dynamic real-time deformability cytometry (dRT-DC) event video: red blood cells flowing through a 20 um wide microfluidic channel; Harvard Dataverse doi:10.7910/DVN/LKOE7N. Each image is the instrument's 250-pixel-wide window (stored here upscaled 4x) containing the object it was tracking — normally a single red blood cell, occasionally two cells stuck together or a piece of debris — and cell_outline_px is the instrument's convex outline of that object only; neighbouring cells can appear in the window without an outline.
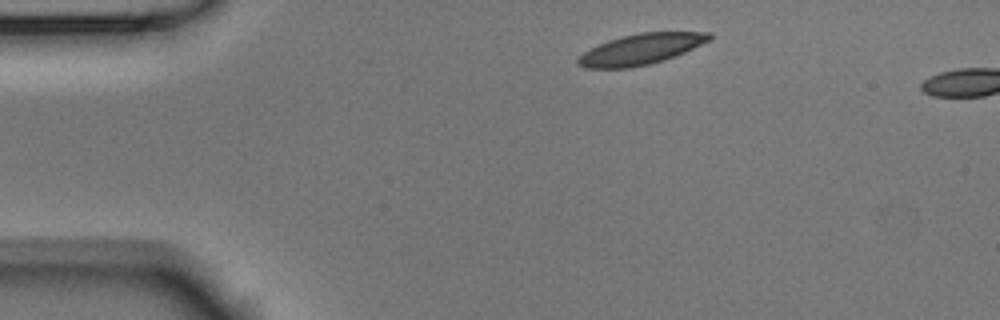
{"species": "Egyptian fruit bat (a non-hibernating species)", "species_latin": "Rousettus aegyptiacus", "temperature_condition": "room temperature", "stored_images_in_passage": 2, "camera_frame_rate_fps": 3000, "um_per_image_px": 0.085, "animal": {"sex": "male"}, "frame": {"image": 1, "passage_image": 1, "time_ms": 0.0, "image_size_px": [1000, 320], "cell_outline_px": [[712, 40], [684, 52], [664, 60], [648, 64], [628, 68], [584, 68], [576, 64], [576, 60], [584, 52], [608, 40], [620, 36], [640, 32], [712, 32]], "centroid_in_image_um": [54.49, 4.17], "position_along_channel_um": 30.5, "area_um2": 23.47}}